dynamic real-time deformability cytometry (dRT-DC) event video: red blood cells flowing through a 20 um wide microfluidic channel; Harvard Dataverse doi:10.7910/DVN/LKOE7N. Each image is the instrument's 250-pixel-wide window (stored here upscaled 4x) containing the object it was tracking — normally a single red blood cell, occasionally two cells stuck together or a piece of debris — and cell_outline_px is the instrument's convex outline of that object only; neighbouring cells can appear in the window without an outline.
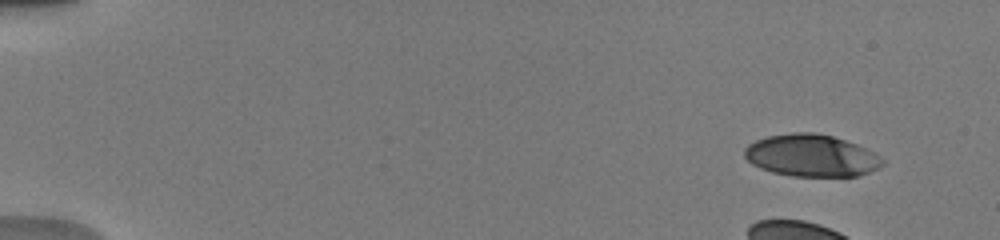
{"species": "human", "species_latin": "Homo sapiens", "temperature_condition": "warm", "stored_images_in_passage": 10, "camera_frame_rate_fps": 3000, "um_per_image_px": 0.085, "donor": {"sex": "male"}, "frame": {"image": 1, "passage_image": 4, "time_ms": 1.333, "image_size_px": [1000, 240], "cell_outline_px": [[884, 164], [860, 176], [792, 176], [772, 172], [760, 168], [752, 164], [744, 156], [744, 148], [748, 144], [756, 140], [768, 136], [792, 132], [816, 132], [832, 136], [856, 144], [876, 152], [884, 160]], "centroid_in_image_um": [68.96, 13.22], "position_along_channel_um": 16.0, "area_um2": 33.99}}